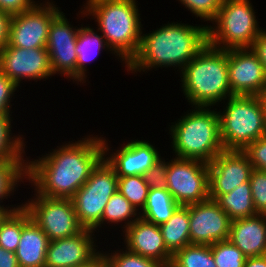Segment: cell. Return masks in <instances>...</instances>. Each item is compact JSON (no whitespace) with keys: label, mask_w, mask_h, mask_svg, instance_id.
<instances>
[{"label":"cell","mask_w":266,"mask_h":267,"mask_svg":"<svg viewBox=\"0 0 266 267\" xmlns=\"http://www.w3.org/2000/svg\"><path fill=\"white\" fill-rule=\"evenodd\" d=\"M104 266H105L104 260L102 258V255L100 254L92 263L80 267H104Z\"/></svg>","instance_id":"ee69618b"},{"label":"cell","mask_w":266,"mask_h":267,"mask_svg":"<svg viewBox=\"0 0 266 267\" xmlns=\"http://www.w3.org/2000/svg\"><path fill=\"white\" fill-rule=\"evenodd\" d=\"M33 195L26 202L24 198L23 207L49 241L72 237L85 229L78 220L71 199L47 198L35 190Z\"/></svg>","instance_id":"9c48e42d"},{"label":"cell","mask_w":266,"mask_h":267,"mask_svg":"<svg viewBox=\"0 0 266 267\" xmlns=\"http://www.w3.org/2000/svg\"><path fill=\"white\" fill-rule=\"evenodd\" d=\"M258 97L263 108L264 120L266 125V94L262 92L261 94L258 95Z\"/></svg>","instance_id":"f6af8a7d"},{"label":"cell","mask_w":266,"mask_h":267,"mask_svg":"<svg viewBox=\"0 0 266 267\" xmlns=\"http://www.w3.org/2000/svg\"><path fill=\"white\" fill-rule=\"evenodd\" d=\"M209 197L216 200L248 182L253 166L243 150H223L209 164Z\"/></svg>","instance_id":"9a60e30c"},{"label":"cell","mask_w":266,"mask_h":267,"mask_svg":"<svg viewBox=\"0 0 266 267\" xmlns=\"http://www.w3.org/2000/svg\"><path fill=\"white\" fill-rule=\"evenodd\" d=\"M243 267H266V255L246 257Z\"/></svg>","instance_id":"7bdbcfd3"},{"label":"cell","mask_w":266,"mask_h":267,"mask_svg":"<svg viewBox=\"0 0 266 267\" xmlns=\"http://www.w3.org/2000/svg\"><path fill=\"white\" fill-rule=\"evenodd\" d=\"M119 249L120 248L118 247L116 250H101L105 267H165L156 260L130 252L124 247Z\"/></svg>","instance_id":"4dcf8cb0"},{"label":"cell","mask_w":266,"mask_h":267,"mask_svg":"<svg viewBox=\"0 0 266 267\" xmlns=\"http://www.w3.org/2000/svg\"><path fill=\"white\" fill-rule=\"evenodd\" d=\"M0 267H19L16 253L0 246Z\"/></svg>","instance_id":"b9f144b4"},{"label":"cell","mask_w":266,"mask_h":267,"mask_svg":"<svg viewBox=\"0 0 266 267\" xmlns=\"http://www.w3.org/2000/svg\"><path fill=\"white\" fill-rule=\"evenodd\" d=\"M30 220V214L23 205L9 212L0 223V246L8 251L16 252L22 228Z\"/></svg>","instance_id":"f1b7e54d"},{"label":"cell","mask_w":266,"mask_h":267,"mask_svg":"<svg viewBox=\"0 0 266 267\" xmlns=\"http://www.w3.org/2000/svg\"><path fill=\"white\" fill-rule=\"evenodd\" d=\"M250 48L259 58L266 72V28L260 32Z\"/></svg>","instance_id":"ab89813d"},{"label":"cell","mask_w":266,"mask_h":267,"mask_svg":"<svg viewBox=\"0 0 266 267\" xmlns=\"http://www.w3.org/2000/svg\"><path fill=\"white\" fill-rule=\"evenodd\" d=\"M243 151L253 168L266 172V135L253 141Z\"/></svg>","instance_id":"8d00e7d4"},{"label":"cell","mask_w":266,"mask_h":267,"mask_svg":"<svg viewBox=\"0 0 266 267\" xmlns=\"http://www.w3.org/2000/svg\"><path fill=\"white\" fill-rule=\"evenodd\" d=\"M19 87L0 71V114H12V98ZM14 96V97H13Z\"/></svg>","instance_id":"74e56055"},{"label":"cell","mask_w":266,"mask_h":267,"mask_svg":"<svg viewBox=\"0 0 266 267\" xmlns=\"http://www.w3.org/2000/svg\"><path fill=\"white\" fill-rule=\"evenodd\" d=\"M201 22L211 23L218 14L223 0H177ZM209 21V22H208Z\"/></svg>","instance_id":"836d02e7"},{"label":"cell","mask_w":266,"mask_h":267,"mask_svg":"<svg viewBox=\"0 0 266 267\" xmlns=\"http://www.w3.org/2000/svg\"><path fill=\"white\" fill-rule=\"evenodd\" d=\"M180 79L181 89L191 107L222 104V101L233 96L228 77V49H218L207 43L186 64Z\"/></svg>","instance_id":"277c9868"},{"label":"cell","mask_w":266,"mask_h":267,"mask_svg":"<svg viewBox=\"0 0 266 267\" xmlns=\"http://www.w3.org/2000/svg\"><path fill=\"white\" fill-rule=\"evenodd\" d=\"M57 6L53 0H40L33 8L12 15L7 46L46 48L51 22L61 12Z\"/></svg>","instance_id":"8fae6325"},{"label":"cell","mask_w":266,"mask_h":267,"mask_svg":"<svg viewBox=\"0 0 266 267\" xmlns=\"http://www.w3.org/2000/svg\"><path fill=\"white\" fill-rule=\"evenodd\" d=\"M166 188L182 206L209 199L208 164L173 156L168 161Z\"/></svg>","instance_id":"30bf717a"},{"label":"cell","mask_w":266,"mask_h":267,"mask_svg":"<svg viewBox=\"0 0 266 267\" xmlns=\"http://www.w3.org/2000/svg\"><path fill=\"white\" fill-rule=\"evenodd\" d=\"M10 116L12 114H0V160H27V156L24 158L27 148L25 135L12 133L14 117Z\"/></svg>","instance_id":"83f0119b"},{"label":"cell","mask_w":266,"mask_h":267,"mask_svg":"<svg viewBox=\"0 0 266 267\" xmlns=\"http://www.w3.org/2000/svg\"><path fill=\"white\" fill-rule=\"evenodd\" d=\"M170 267H216L211 245H186L173 255Z\"/></svg>","instance_id":"f546056e"},{"label":"cell","mask_w":266,"mask_h":267,"mask_svg":"<svg viewBox=\"0 0 266 267\" xmlns=\"http://www.w3.org/2000/svg\"><path fill=\"white\" fill-rule=\"evenodd\" d=\"M216 267H243L246 256L229 239L211 245Z\"/></svg>","instance_id":"d6a6232c"},{"label":"cell","mask_w":266,"mask_h":267,"mask_svg":"<svg viewBox=\"0 0 266 267\" xmlns=\"http://www.w3.org/2000/svg\"><path fill=\"white\" fill-rule=\"evenodd\" d=\"M228 77L232 95L258 96L266 86L264 66L251 48L228 49Z\"/></svg>","instance_id":"e0dca14e"},{"label":"cell","mask_w":266,"mask_h":267,"mask_svg":"<svg viewBox=\"0 0 266 267\" xmlns=\"http://www.w3.org/2000/svg\"><path fill=\"white\" fill-rule=\"evenodd\" d=\"M190 244L212 245L229 239L231 219L213 199L189 204Z\"/></svg>","instance_id":"2e32d148"},{"label":"cell","mask_w":266,"mask_h":267,"mask_svg":"<svg viewBox=\"0 0 266 267\" xmlns=\"http://www.w3.org/2000/svg\"><path fill=\"white\" fill-rule=\"evenodd\" d=\"M84 4L77 19H96L107 45L127 65L137 54L144 31L139 4L136 0H89Z\"/></svg>","instance_id":"3957f363"},{"label":"cell","mask_w":266,"mask_h":267,"mask_svg":"<svg viewBox=\"0 0 266 267\" xmlns=\"http://www.w3.org/2000/svg\"><path fill=\"white\" fill-rule=\"evenodd\" d=\"M149 186L141 175L118 177V192L140 213L147 201Z\"/></svg>","instance_id":"1f68e13d"},{"label":"cell","mask_w":266,"mask_h":267,"mask_svg":"<svg viewBox=\"0 0 266 267\" xmlns=\"http://www.w3.org/2000/svg\"><path fill=\"white\" fill-rule=\"evenodd\" d=\"M215 201L231 220L257 215L249 181L240 184L228 194L220 195Z\"/></svg>","instance_id":"d4e9b609"},{"label":"cell","mask_w":266,"mask_h":267,"mask_svg":"<svg viewBox=\"0 0 266 267\" xmlns=\"http://www.w3.org/2000/svg\"><path fill=\"white\" fill-rule=\"evenodd\" d=\"M192 108L168 127L172 153L178 158L195 159L209 164L224 150L219 113L213 107Z\"/></svg>","instance_id":"5b68a950"},{"label":"cell","mask_w":266,"mask_h":267,"mask_svg":"<svg viewBox=\"0 0 266 267\" xmlns=\"http://www.w3.org/2000/svg\"><path fill=\"white\" fill-rule=\"evenodd\" d=\"M251 0H223L217 17L207 25L208 44L218 49L250 48L264 29Z\"/></svg>","instance_id":"52a82bcc"},{"label":"cell","mask_w":266,"mask_h":267,"mask_svg":"<svg viewBox=\"0 0 266 267\" xmlns=\"http://www.w3.org/2000/svg\"><path fill=\"white\" fill-rule=\"evenodd\" d=\"M189 205H180L172 217L159 225L167 250L174 255L190 244Z\"/></svg>","instance_id":"603a6c76"},{"label":"cell","mask_w":266,"mask_h":267,"mask_svg":"<svg viewBox=\"0 0 266 267\" xmlns=\"http://www.w3.org/2000/svg\"><path fill=\"white\" fill-rule=\"evenodd\" d=\"M139 217L140 213L135 209V207L117 191L110 197L107 205L105 206L101 220V228L104 229L106 224L108 227L109 225L112 226V228L114 226L116 227V225H120L122 229L121 231L123 232Z\"/></svg>","instance_id":"4316f807"},{"label":"cell","mask_w":266,"mask_h":267,"mask_svg":"<svg viewBox=\"0 0 266 267\" xmlns=\"http://www.w3.org/2000/svg\"><path fill=\"white\" fill-rule=\"evenodd\" d=\"M62 11L52 20L46 49L49 53L53 74L76 82L75 51L79 27L73 26ZM77 27V28H76Z\"/></svg>","instance_id":"4fadbf2b"},{"label":"cell","mask_w":266,"mask_h":267,"mask_svg":"<svg viewBox=\"0 0 266 267\" xmlns=\"http://www.w3.org/2000/svg\"><path fill=\"white\" fill-rule=\"evenodd\" d=\"M93 135L65 141L38 159L28 157L26 180L31 189L47 198L71 199L104 159L103 135Z\"/></svg>","instance_id":"6da1fadb"},{"label":"cell","mask_w":266,"mask_h":267,"mask_svg":"<svg viewBox=\"0 0 266 267\" xmlns=\"http://www.w3.org/2000/svg\"><path fill=\"white\" fill-rule=\"evenodd\" d=\"M0 71L18 87H21L24 79V81L37 82L38 80L46 81L54 76L46 48H21L6 45L0 51Z\"/></svg>","instance_id":"7c38bea8"},{"label":"cell","mask_w":266,"mask_h":267,"mask_svg":"<svg viewBox=\"0 0 266 267\" xmlns=\"http://www.w3.org/2000/svg\"><path fill=\"white\" fill-rule=\"evenodd\" d=\"M168 161L162 158L155 163L143 175L145 182L152 188H166L167 186Z\"/></svg>","instance_id":"d590c367"},{"label":"cell","mask_w":266,"mask_h":267,"mask_svg":"<svg viewBox=\"0 0 266 267\" xmlns=\"http://www.w3.org/2000/svg\"><path fill=\"white\" fill-rule=\"evenodd\" d=\"M227 101V102H226ZM222 102L221 140L225 150H244L266 135L263 108L258 96L233 95Z\"/></svg>","instance_id":"8992f818"},{"label":"cell","mask_w":266,"mask_h":267,"mask_svg":"<svg viewBox=\"0 0 266 267\" xmlns=\"http://www.w3.org/2000/svg\"><path fill=\"white\" fill-rule=\"evenodd\" d=\"M124 248L170 267L173 255L167 250L159 225L139 217L122 233Z\"/></svg>","instance_id":"d6986e66"},{"label":"cell","mask_w":266,"mask_h":267,"mask_svg":"<svg viewBox=\"0 0 266 267\" xmlns=\"http://www.w3.org/2000/svg\"><path fill=\"white\" fill-rule=\"evenodd\" d=\"M38 2L34 0H0V10L11 15L33 8Z\"/></svg>","instance_id":"f35d334b"},{"label":"cell","mask_w":266,"mask_h":267,"mask_svg":"<svg viewBox=\"0 0 266 267\" xmlns=\"http://www.w3.org/2000/svg\"><path fill=\"white\" fill-rule=\"evenodd\" d=\"M99 31L98 29L90 27L89 24L87 26L84 25L83 23L81 24L78 35H77V40H76V54H77V62H76V84L78 85H83L86 83L87 73L89 74L88 71V64L94 59L97 58L99 53L101 54V51L103 50L109 52L110 54L112 53V56H116L117 60L121 61L122 66L125 67L126 65L112 50L111 48L107 45L106 40L102 36V34H98ZM114 54V55H113ZM87 66V67H86ZM80 82V83H79Z\"/></svg>","instance_id":"44dd1931"},{"label":"cell","mask_w":266,"mask_h":267,"mask_svg":"<svg viewBox=\"0 0 266 267\" xmlns=\"http://www.w3.org/2000/svg\"><path fill=\"white\" fill-rule=\"evenodd\" d=\"M229 240L246 257L266 255V215L231 220Z\"/></svg>","instance_id":"ffe728a7"},{"label":"cell","mask_w":266,"mask_h":267,"mask_svg":"<svg viewBox=\"0 0 266 267\" xmlns=\"http://www.w3.org/2000/svg\"><path fill=\"white\" fill-rule=\"evenodd\" d=\"M249 182L257 214L266 215V172L253 168Z\"/></svg>","instance_id":"e575fe53"},{"label":"cell","mask_w":266,"mask_h":267,"mask_svg":"<svg viewBox=\"0 0 266 267\" xmlns=\"http://www.w3.org/2000/svg\"><path fill=\"white\" fill-rule=\"evenodd\" d=\"M25 179H27V160H0V208H20L23 205L18 203L19 205L5 206L3 200L13 196L16 189L19 190L21 182L23 184L27 182Z\"/></svg>","instance_id":"484cf974"},{"label":"cell","mask_w":266,"mask_h":267,"mask_svg":"<svg viewBox=\"0 0 266 267\" xmlns=\"http://www.w3.org/2000/svg\"><path fill=\"white\" fill-rule=\"evenodd\" d=\"M181 22L168 21L149 33L142 31L139 50L125 67L128 74L168 67L181 73L208 43L207 25Z\"/></svg>","instance_id":"7a4b0ae2"},{"label":"cell","mask_w":266,"mask_h":267,"mask_svg":"<svg viewBox=\"0 0 266 267\" xmlns=\"http://www.w3.org/2000/svg\"><path fill=\"white\" fill-rule=\"evenodd\" d=\"M94 233L84 229L75 236L50 241L44 267H80L92 263L101 254Z\"/></svg>","instance_id":"ac0fdd59"},{"label":"cell","mask_w":266,"mask_h":267,"mask_svg":"<svg viewBox=\"0 0 266 267\" xmlns=\"http://www.w3.org/2000/svg\"><path fill=\"white\" fill-rule=\"evenodd\" d=\"M106 139V136L102 137L104 159L115 170L118 177L143 176L162 158L158 148L154 146L155 144L148 140L132 139L113 150L108 144L109 140Z\"/></svg>","instance_id":"5bb4252c"},{"label":"cell","mask_w":266,"mask_h":267,"mask_svg":"<svg viewBox=\"0 0 266 267\" xmlns=\"http://www.w3.org/2000/svg\"><path fill=\"white\" fill-rule=\"evenodd\" d=\"M49 242L43 230L30 220L22 228L15 252L19 267H44Z\"/></svg>","instance_id":"7402d4cb"},{"label":"cell","mask_w":266,"mask_h":267,"mask_svg":"<svg viewBox=\"0 0 266 267\" xmlns=\"http://www.w3.org/2000/svg\"><path fill=\"white\" fill-rule=\"evenodd\" d=\"M179 206L167 188H152L148 191L147 201L140 212V217L155 225H161L172 217Z\"/></svg>","instance_id":"cb8c5ba5"},{"label":"cell","mask_w":266,"mask_h":267,"mask_svg":"<svg viewBox=\"0 0 266 267\" xmlns=\"http://www.w3.org/2000/svg\"><path fill=\"white\" fill-rule=\"evenodd\" d=\"M117 191L118 176L103 159L71 198L78 220L85 229L93 230L96 234L102 231L100 228L105 206Z\"/></svg>","instance_id":"ba28073f"},{"label":"cell","mask_w":266,"mask_h":267,"mask_svg":"<svg viewBox=\"0 0 266 267\" xmlns=\"http://www.w3.org/2000/svg\"><path fill=\"white\" fill-rule=\"evenodd\" d=\"M12 15L0 10V51L8 44Z\"/></svg>","instance_id":"60d3db41"},{"label":"cell","mask_w":266,"mask_h":267,"mask_svg":"<svg viewBox=\"0 0 266 267\" xmlns=\"http://www.w3.org/2000/svg\"><path fill=\"white\" fill-rule=\"evenodd\" d=\"M16 209L18 208H0V223L9 212H12Z\"/></svg>","instance_id":"bcb514c9"}]
</instances>
